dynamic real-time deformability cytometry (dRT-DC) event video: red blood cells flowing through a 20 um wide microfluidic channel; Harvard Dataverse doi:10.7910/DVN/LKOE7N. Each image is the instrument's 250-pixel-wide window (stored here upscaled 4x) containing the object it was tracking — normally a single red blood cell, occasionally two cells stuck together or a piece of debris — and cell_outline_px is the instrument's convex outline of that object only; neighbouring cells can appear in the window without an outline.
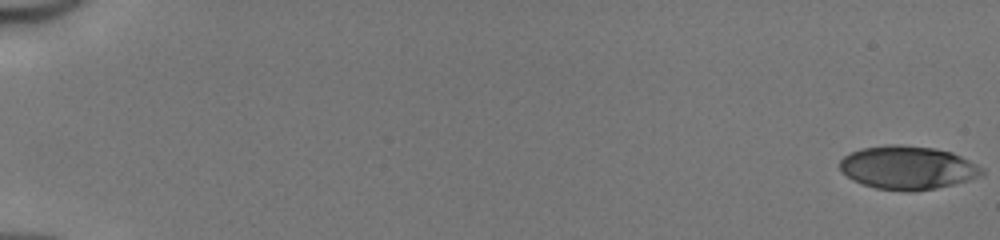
{"species": "human", "species_latin": "Homo sapiens", "temperature_condition": "cold", "stored_images_in_passage": 51, "camera_frame_rate_fps": 3000, "um_per_image_px": 0.085, "donor": {"sex": "male"}, "frame": {"image": 1, "passage_image": 1, "time_ms": 0.0, "image_size_px": [1000, 240], "cell_outline_px": [[984, 176], [936, 188], [912, 192], [876, 188], [852, 180], [840, 168], [840, 160], [844, 156], [852, 152], [864, 148], [888, 144], [892, 144], [932, 148], [952, 152], [984, 168]], "centroid_in_image_um": [77.18, 14.26], "position_along_channel_um": 7.8, "area_um2": 35.66}}
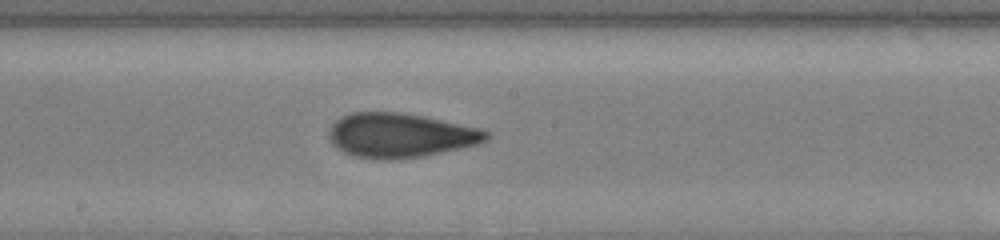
{"frame": {"image": 2, "passage_image": 30, "time_ms": 9.667, "image_size_px": [1000, 240], "cell_outline_px": [[488, 140], [476, 144], [424, 156], [392, 160], [384, 160], [356, 156], [344, 152], [336, 148], [332, 144], [328, 136], [328, 132], [332, 124], [340, 116], [352, 112], [400, 112], [424, 116], [476, 128], [488, 132]], "centroid_in_image_um": [33.95, 11.5], "position_along_channel_um": 214.3, "area_um2": 40.46}}
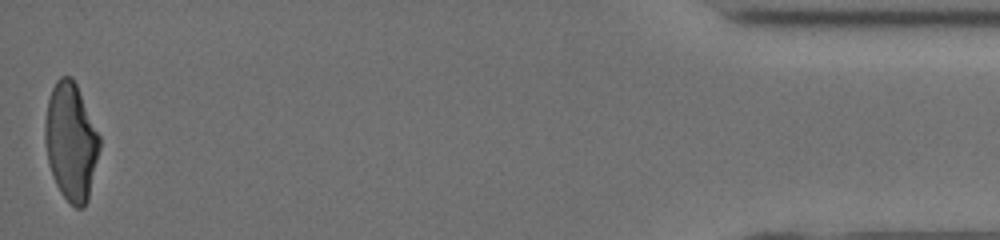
{"frame": {"image": 3, "passage_image": 51, "time_ms": 16.667, "image_size_px": [1000, 240], "cell_outline_px": [[100, 148], [88, 200], [84, 208], [76, 208], [60, 192], [56, 184], [48, 160], [44, 140], [44, 124], [48, 100], [52, 88], [56, 80], [60, 76], [72, 76], [76, 84], [100, 136]], "centroid_in_image_um": [6.03, 12.03], "position_along_channel_um": 429.2, "area_um2": 37.22}, "authors_computed_cell_mechanics": {"area_um2": 38.726, "velocity_mm_per_s": 4.1795, "shape_relaxation_time_tau1_ms": 4.4911, "shape_relaxation_time_tau2_ms": 1.1822, "deformation_change_tau1": 0.1885, "deformation_change_tau2": 0.0902}}